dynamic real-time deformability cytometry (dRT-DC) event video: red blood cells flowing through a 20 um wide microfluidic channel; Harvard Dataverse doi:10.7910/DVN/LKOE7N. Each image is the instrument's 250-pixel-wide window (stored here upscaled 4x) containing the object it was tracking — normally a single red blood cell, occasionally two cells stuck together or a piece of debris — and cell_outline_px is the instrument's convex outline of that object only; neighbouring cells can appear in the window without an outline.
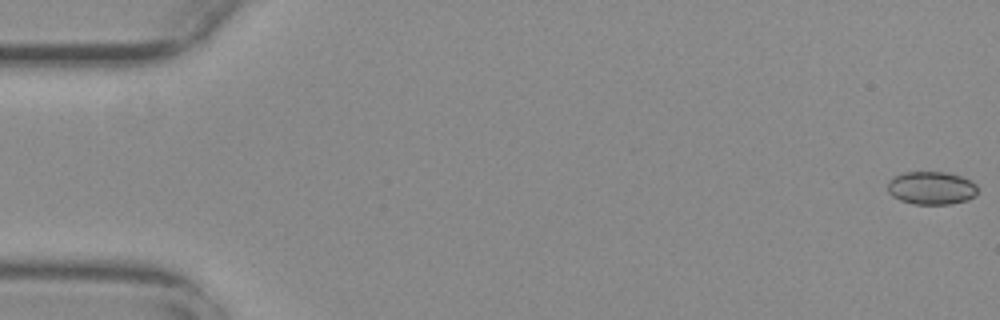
{"species": "common noctule bat (a hibernating species)", "species_latin": "Nyctalus noctula", "temperature_condition": "warm", "stored_images_in_passage": 10, "camera_frame_rate_fps": 3000, "um_per_image_px": 0.085, "animal": {"sex": "female", "body_mass_g": 29.2, "forearm_length_mm": 56.3}, "frame": {"image": 1, "passage_image": 1, "time_ms": 0.0, "image_size_px": [1000, 320], "cell_outline_px": [[976, 196], [968, 200], [948, 204], [912, 204], [900, 200], [892, 196], [888, 192], [888, 180], [904, 172], [948, 172], [972, 180], [976, 184]], "centroid_in_image_um": [79.17, 15.98], "position_along_channel_um": 5.8, "area_um2": 17.46}}